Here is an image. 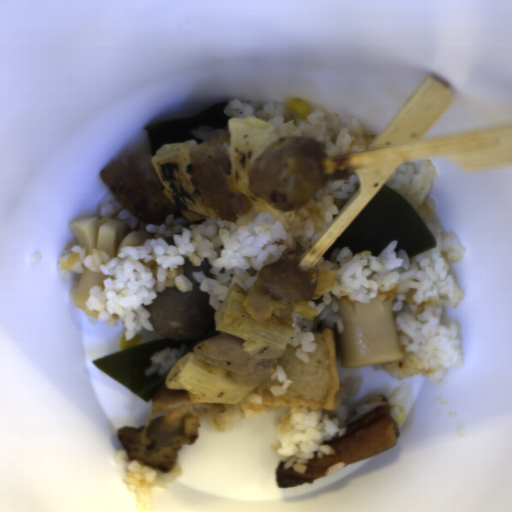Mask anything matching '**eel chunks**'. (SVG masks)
Here are the masks:
<instances>
[{"instance_id":"obj_1","label":"eel chunks","mask_w":512,"mask_h":512,"mask_svg":"<svg viewBox=\"0 0 512 512\" xmlns=\"http://www.w3.org/2000/svg\"><path fill=\"white\" fill-rule=\"evenodd\" d=\"M400 429L391 418L390 408L378 406L347 423L341 437L323 441L330 445L335 454H325L304 463L306 470L300 474L294 467L284 468L286 461H279L276 469L278 490L292 488L306 483H315V479L326 477L330 464L345 462L346 466L372 455L398 446Z\"/></svg>"}]
</instances>
